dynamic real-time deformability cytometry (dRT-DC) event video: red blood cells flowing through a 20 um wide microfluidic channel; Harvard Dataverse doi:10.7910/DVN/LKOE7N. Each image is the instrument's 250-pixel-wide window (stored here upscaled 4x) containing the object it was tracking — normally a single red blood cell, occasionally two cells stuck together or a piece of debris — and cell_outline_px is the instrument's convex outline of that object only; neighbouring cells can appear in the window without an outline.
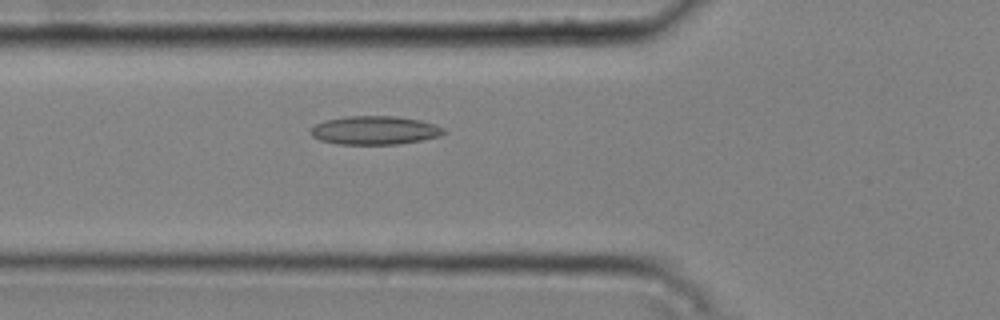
{"species": "common noctule bat (a hibernating species)", "species_latin": "Nyctalus noctula", "temperature_condition": "cold", "stored_images_in_passage": 4, "camera_frame_rate_fps": 3000, "um_per_image_px": 0.085, "animal": {"sex": "male", "body_mass_g": 20.4}, "frame": {"image": 1, "passage_image": 4, "time_ms": 1.0, "image_size_px": [1000, 320], "cell_outline_px": [[448, 132], [440, 136], [400, 144], [336, 144], [320, 140], [312, 136], [308, 132], [316, 124], [324, 120], [348, 116], [392, 116], [420, 120], [436, 124], [444, 128]], "centroid_in_image_um": [31.86, 11.08], "position_along_channel_um": 93.9, "area_um2": 22.25}}